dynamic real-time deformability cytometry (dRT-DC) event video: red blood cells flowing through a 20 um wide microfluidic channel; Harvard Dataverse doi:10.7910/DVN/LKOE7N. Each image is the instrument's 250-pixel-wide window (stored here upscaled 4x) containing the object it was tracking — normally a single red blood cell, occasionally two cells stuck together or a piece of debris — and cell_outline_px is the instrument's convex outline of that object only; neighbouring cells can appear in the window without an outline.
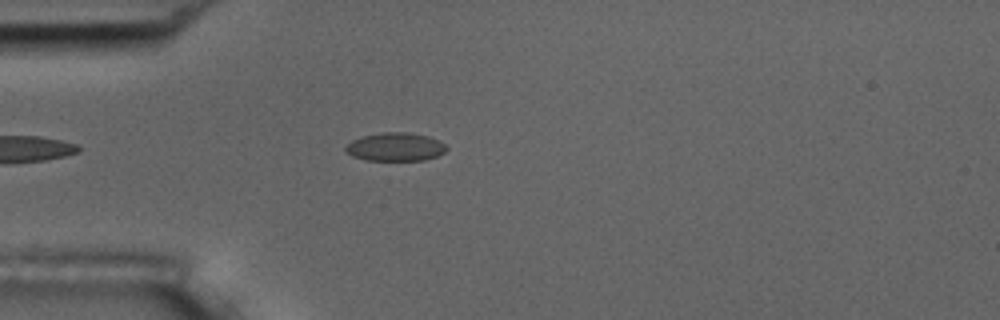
{"species": "common noctule bat (a hibernating species)", "species_latin": "Nyctalus noctula", "temperature_condition": "room temperature", "stored_images_in_passage": 2, "camera_frame_rate_fps": 3000, "um_per_image_px": 0.085, "animal": {"sex": "male", "body_mass_g": 17.5, "forearm_length_mm": 52.3}, "frame": {"image": 1, "passage_image": 2, "time_ms": 1.0, "image_size_px": [1000, 320], "cell_outline_px": [[448, 148], [444, 152], [436, 156], [424, 160], [364, 160], [352, 156], [344, 152], [344, 148], [352, 140], [360, 136], [380, 132], [408, 132], [428, 136], [440, 140]], "centroid_in_image_um": [33.57, 12.48], "position_along_channel_um": 51.4, "area_um2": 16.88}}